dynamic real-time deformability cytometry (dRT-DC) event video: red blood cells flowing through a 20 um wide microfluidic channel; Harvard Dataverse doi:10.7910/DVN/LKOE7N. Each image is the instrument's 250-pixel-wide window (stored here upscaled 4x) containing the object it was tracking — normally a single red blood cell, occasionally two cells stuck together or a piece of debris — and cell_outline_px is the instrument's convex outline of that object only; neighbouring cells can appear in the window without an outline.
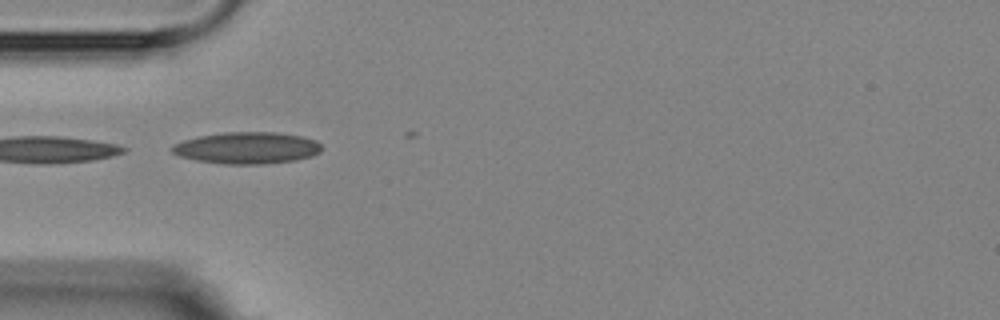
{"species": "Egyptian fruit bat (a non-hibernating species)", "species_latin": "Rousettus aegyptiacus", "temperature_condition": "room temperature", "stored_images_in_passage": 4, "camera_frame_rate_fps": 3000, "um_per_image_px": 0.085, "animal": {"sex": "female"}, "frame": {"image": 1, "passage_image": 2, "time_ms": 1.333, "image_size_px": [1000, 320], "cell_outline_px": [[320, 152], [312, 156], [296, 160], [264, 164], [224, 164], [196, 160], [180, 156], [172, 152], [172, 144], [184, 140], [200, 136], [224, 132], [276, 132], [300, 136], [316, 140], [320, 144]], "centroid_in_image_um": [21.0, 12.57], "position_along_channel_um": 64.0, "area_um2": 27.57}}